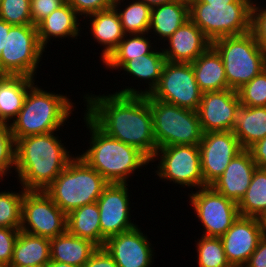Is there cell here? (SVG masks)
<instances>
[{"mask_svg": "<svg viewBox=\"0 0 266 267\" xmlns=\"http://www.w3.org/2000/svg\"><path fill=\"white\" fill-rule=\"evenodd\" d=\"M87 93L85 115L106 135L134 146L150 160L157 151L147 95Z\"/></svg>", "mask_w": 266, "mask_h": 267, "instance_id": "6da1fadb", "label": "cell"}, {"mask_svg": "<svg viewBox=\"0 0 266 267\" xmlns=\"http://www.w3.org/2000/svg\"><path fill=\"white\" fill-rule=\"evenodd\" d=\"M54 132L15 141V173L25 190H44L75 157Z\"/></svg>", "mask_w": 266, "mask_h": 267, "instance_id": "7a4b0ae2", "label": "cell"}, {"mask_svg": "<svg viewBox=\"0 0 266 267\" xmlns=\"http://www.w3.org/2000/svg\"><path fill=\"white\" fill-rule=\"evenodd\" d=\"M90 132L89 148L78 156L109 183H129L130 175L151 160L139 149L112 138L101 131L85 114ZM128 181V182H127Z\"/></svg>", "mask_w": 266, "mask_h": 267, "instance_id": "3957f363", "label": "cell"}, {"mask_svg": "<svg viewBox=\"0 0 266 267\" xmlns=\"http://www.w3.org/2000/svg\"><path fill=\"white\" fill-rule=\"evenodd\" d=\"M63 94L48 92L33 85L27 92L23 106L10 128L17 139L59 131L74 111V103Z\"/></svg>", "mask_w": 266, "mask_h": 267, "instance_id": "277c9868", "label": "cell"}, {"mask_svg": "<svg viewBox=\"0 0 266 267\" xmlns=\"http://www.w3.org/2000/svg\"><path fill=\"white\" fill-rule=\"evenodd\" d=\"M108 184L77 154L44 191L67 215L79 207L97 202Z\"/></svg>", "mask_w": 266, "mask_h": 267, "instance_id": "5b68a950", "label": "cell"}, {"mask_svg": "<svg viewBox=\"0 0 266 267\" xmlns=\"http://www.w3.org/2000/svg\"><path fill=\"white\" fill-rule=\"evenodd\" d=\"M211 46L222 59L230 89L237 91L266 68V53L252 31L218 38Z\"/></svg>", "mask_w": 266, "mask_h": 267, "instance_id": "8992f818", "label": "cell"}, {"mask_svg": "<svg viewBox=\"0 0 266 267\" xmlns=\"http://www.w3.org/2000/svg\"><path fill=\"white\" fill-rule=\"evenodd\" d=\"M188 2L189 18L211 42L251 31L253 5L246 0L232 3H203L199 0Z\"/></svg>", "mask_w": 266, "mask_h": 267, "instance_id": "52a82bcc", "label": "cell"}, {"mask_svg": "<svg viewBox=\"0 0 266 267\" xmlns=\"http://www.w3.org/2000/svg\"><path fill=\"white\" fill-rule=\"evenodd\" d=\"M153 135L157 148L172 145H199L203 137L197 111L149 98Z\"/></svg>", "mask_w": 266, "mask_h": 267, "instance_id": "ba28073f", "label": "cell"}, {"mask_svg": "<svg viewBox=\"0 0 266 267\" xmlns=\"http://www.w3.org/2000/svg\"><path fill=\"white\" fill-rule=\"evenodd\" d=\"M44 51L35 25H12L9 32H6L5 47L0 56V71L4 75L34 78Z\"/></svg>", "mask_w": 266, "mask_h": 267, "instance_id": "9c48e42d", "label": "cell"}, {"mask_svg": "<svg viewBox=\"0 0 266 267\" xmlns=\"http://www.w3.org/2000/svg\"><path fill=\"white\" fill-rule=\"evenodd\" d=\"M156 160L160 162L158 161V170L155 172L161 180L173 181L184 188L204 187L199 145L181 144L157 148L151 162Z\"/></svg>", "mask_w": 266, "mask_h": 267, "instance_id": "30bf717a", "label": "cell"}, {"mask_svg": "<svg viewBox=\"0 0 266 267\" xmlns=\"http://www.w3.org/2000/svg\"><path fill=\"white\" fill-rule=\"evenodd\" d=\"M147 97L197 111L202 92L191 63L166 61L157 86Z\"/></svg>", "mask_w": 266, "mask_h": 267, "instance_id": "8fae6325", "label": "cell"}, {"mask_svg": "<svg viewBox=\"0 0 266 267\" xmlns=\"http://www.w3.org/2000/svg\"><path fill=\"white\" fill-rule=\"evenodd\" d=\"M67 215L44 190H26L22 200L21 231L55 238L66 231Z\"/></svg>", "mask_w": 266, "mask_h": 267, "instance_id": "7c38bea8", "label": "cell"}, {"mask_svg": "<svg viewBox=\"0 0 266 267\" xmlns=\"http://www.w3.org/2000/svg\"><path fill=\"white\" fill-rule=\"evenodd\" d=\"M191 193L189 202L198 220L203 224L202 236L221 237L240 216L238 204L216 192L211 186L199 188Z\"/></svg>", "mask_w": 266, "mask_h": 267, "instance_id": "4fadbf2b", "label": "cell"}, {"mask_svg": "<svg viewBox=\"0 0 266 267\" xmlns=\"http://www.w3.org/2000/svg\"><path fill=\"white\" fill-rule=\"evenodd\" d=\"M128 183H109L97 200L100 212L101 247L111 236L137 226L130 216Z\"/></svg>", "mask_w": 266, "mask_h": 267, "instance_id": "5bb4252c", "label": "cell"}, {"mask_svg": "<svg viewBox=\"0 0 266 267\" xmlns=\"http://www.w3.org/2000/svg\"><path fill=\"white\" fill-rule=\"evenodd\" d=\"M199 148L204 187L219 178L230 161L243 150L233 131L203 133Z\"/></svg>", "mask_w": 266, "mask_h": 267, "instance_id": "9a60e30c", "label": "cell"}, {"mask_svg": "<svg viewBox=\"0 0 266 267\" xmlns=\"http://www.w3.org/2000/svg\"><path fill=\"white\" fill-rule=\"evenodd\" d=\"M240 105L238 92L233 89L202 93L197 112L203 133L232 131Z\"/></svg>", "mask_w": 266, "mask_h": 267, "instance_id": "2e32d148", "label": "cell"}, {"mask_svg": "<svg viewBox=\"0 0 266 267\" xmlns=\"http://www.w3.org/2000/svg\"><path fill=\"white\" fill-rule=\"evenodd\" d=\"M265 231L257 217L239 216L220 238L231 267H244Z\"/></svg>", "mask_w": 266, "mask_h": 267, "instance_id": "e0dca14e", "label": "cell"}, {"mask_svg": "<svg viewBox=\"0 0 266 267\" xmlns=\"http://www.w3.org/2000/svg\"><path fill=\"white\" fill-rule=\"evenodd\" d=\"M151 242L138 225L105 240L104 248L118 267H151L154 253ZM153 259V261H152Z\"/></svg>", "mask_w": 266, "mask_h": 267, "instance_id": "ac0fdd59", "label": "cell"}, {"mask_svg": "<svg viewBox=\"0 0 266 267\" xmlns=\"http://www.w3.org/2000/svg\"><path fill=\"white\" fill-rule=\"evenodd\" d=\"M166 41L163 54L166 61L192 63L200 54L205 52L211 41L203 31L189 18Z\"/></svg>", "mask_w": 266, "mask_h": 267, "instance_id": "d6986e66", "label": "cell"}, {"mask_svg": "<svg viewBox=\"0 0 266 267\" xmlns=\"http://www.w3.org/2000/svg\"><path fill=\"white\" fill-rule=\"evenodd\" d=\"M257 166L249 150L243 149L228 164L223 174L210 186L237 204L246 194Z\"/></svg>", "mask_w": 266, "mask_h": 267, "instance_id": "ffe728a7", "label": "cell"}, {"mask_svg": "<svg viewBox=\"0 0 266 267\" xmlns=\"http://www.w3.org/2000/svg\"><path fill=\"white\" fill-rule=\"evenodd\" d=\"M165 62L166 58L162 48L159 51L156 49L151 54H144L127 61L120 70H124L129 76H134L135 80H145L144 82L148 83V88L146 87L144 90H139L138 88L136 90V88L128 86L118 90V92L116 90L115 93L123 95H149L159 82Z\"/></svg>", "mask_w": 266, "mask_h": 267, "instance_id": "44dd1931", "label": "cell"}, {"mask_svg": "<svg viewBox=\"0 0 266 267\" xmlns=\"http://www.w3.org/2000/svg\"><path fill=\"white\" fill-rule=\"evenodd\" d=\"M76 11L65 2L37 25L38 39L41 46L47 48V43L53 38H75L81 34L79 18ZM79 22V23H78ZM53 36V37H52ZM63 37V38H62ZM49 40V41H48Z\"/></svg>", "mask_w": 266, "mask_h": 267, "instance_id": "7402d4cb", "label": "cell"}, {"mask_svg": "<svg viewBox=\"0 0 266 267\" xmlns=\"http://www.w3.org/2000/svg\"><path fill=\"white\" fill-rule=\"evenodd\" d=\"M89 18V32L94 37V41L98 42L104 49L102 50L101 61L105 60L110 53L117 47L124 38V32L119 15L114 7L106 10L92 13L84 19Z\"/></svg>", "mask_w": 266, "mask_h": 267, "instance_id": "603a6c76", "label": "cell"}, {"mask_svg": "<svg viewBox=\"0 0 266 267\" xmlns=\"http://www.w3.org/2000/svg\"><path fill=\"white\" fill-rule=\"evenodd\" d=\"M191 65L202 93L230 89L222 59L212 46L200 54Z\"/></svg>", "mask_w": 266, "mask_h": 267, "instance_id": "cb8c5ba5", "label": "cell"}, {"mask_svg": "<svg viewBox=\"0 0 266 267\" xmlns=\"http://www.w3.org/2000/svg\"><path fill=\"white\" fill-rule=\"evenodd\" d=\"M97 248L91 241L76 237L66 230L50 239V259L82 267Z\"/></svg>", "mask_w": 266, "mask_h": 267, "instance_id": "d4e9b609", "label": "cell"}, {"mask_svg": "<svg viewBox=\"0 0 266 267\" xmlns=\"http://www.w3.org/2000/svg\"><path fill=\"white\" fill-rule=\"evenodd\" d=\"M36 78L4 75L0 79V121L11 124L20 112Z\"/></svg>", "mask_w": 266, "mask_h": 267, "instance_id": "484cf974", "label": "cell"}, {"mask_svg": "<svg viewBox=\"0 0 266 267\" xmlns=\"http://www.w3.org/2000/svg\"><path fill=\"white\" fill-rule=\"evenodd\" d=\"M189 19L188 0H174L151 8L150 32L161 40H167L186 20Z\"/></svg>", "mask_w": 266, "mask_h": 267, "instance_id": "4316f807", "label": "cell"}, {"mask_svg": "<svg viewBox=\"0 0 266 267\" xmlns=\"http://www.w3.org/2000/svg\"><path fill=\"white\" fill-rule=\"evenodd\" d=\"M242 149H249L257 141L266 137V107L240 105L233 127Z\"/></svg>", "mask_w": 266, "mask_h": 267, "instance_id": "83f0119b", "label": "cell"}, {"mask_svg": "<svg viewBox=\"0 0 266 267\" xmlns=\"http://www.w3.org/2000/svg\"><path fill=\"white\" fill-rule=\"evenodd\" d=\"M50 260V239L20 230L10 266L44 267Z\"/></svg>", "mask_w": 266, "mask_h": 267, "instance_id": "f1b7e54d", "label": "cell"}, {"mask_svg": "<svg viewBox=\"0 0 266 267\" xmlns=\"http://www.w3.org/2000/svg\"><path fill=\"white\" fill-rule=\"evenodd\" d=\"M66 230L101 247L100 212L97 202L86 204L67 214Z\"/></svg>", "mask_w": 266, "mask_h": 267, "instance_id": "f546056e", "label": "cell"}, {"mask_svg": "<svg viewBox=\"0 0 266 267\" xmlns=\"http://www.w3.org/2000/svg\"><path fill=\"white\" fill-rule=\"evenodd\" d=\"M148 34L149 33L124 35V38L117 47L102 63L105 64V67L109 70H117L134 57L153 53L156 48L152 47L154 43L151 42V35Z\"/></svg>", "mask_w": 266, "mask_h": 267, "instance_id": "4dcf8cb0", "label": "cell"}, {"mask_svg": "<svg viewBox=\"0 0 266 267\" xmlns=\"http://www.w3.org/2000/svg\"><path fill=\"white\" fill-rule=\"evenodd\" d=\"M124 1L114 0L113 4L119 15L124 34L149 33L151 8L140 0H131L128 5L124 4L126 3Z\"/></svg>", "mask_w": 266, "mask_h": 267, "instance_id": "1f68e13d", "label": "cell"}, {"mask_svg": "<svg viewBox=\"0 0 266 267\" xmlns=\"http://www.w3.org/2000/svg\"><path fill=\"white\" fill-rule=\"evenodd\" d=\"M266 209V168H256L246 194L238 203L240 216L259 217Z\"/></svg>", "mask_w": 266, "mask_h": 267, "instance_id": "d6a6232c", "label": "cell"}, {"mask_svg": "<svg viewBox=\"0 0 266 267\" xmlns=\"http://www.w3.org/2000/svg\"><path fill=\"white\" fill-rule=\"evenodd\" d=\"M196 248L199 267H231L220 237L202 236L197 240Z\"/></svg>", "mask_w": 266, "mask_h": 267, "instance_id": "836d02e7", "label": "cell"}, {"mask_svg": "<svg viewBox=\"0 0 266 267\" xmlns=\"http://www.w3.org/2000/svg\"><path fill=\"white\" fill-rule=\"evenodd\" d=\"M25 189L21 187V191H2L0 192V227L13 229L21 228V212L22 200Z\"/></svg>", "mask_w": 266, "mask_h": 267, "instance_id": "e575fe53", "label": "cell"}, {"mask_svg": "<svg viewBox=\"0 0 266 267\" xmlns=\"http://www.w3.org/2000/svg\"><path fill=\"white\" fill-rule=\"evenodd\" d=\"M240 103L249 107H266V68L237 90Z\"/></svg>", "mask_w": 266, "mask_h": 267, "instance_id": "d590c367", "label": "cell"}, {"mask_svg": "<svg viewBox=\"0 0 266 267\" xmlns=\"http://www.w3.org/2000/svg\"><path fill=\"white\" fill-rule=\"evenodd\" d=\"M0 19L12 25L33 24L30 0H2Z\"/></svg>", "mask_w": 266, "mask_h": 267, "instance_id": "8d00e7d4", "label": "cell"}, {"mask_svg": "<svg viewBox=\"0 0 266 267\" xmlns=\"http://www.w3.org/2000/svg\"><path fill=\"white\" fill-rule=\"evenodd\" d=\"M15 170V141L10 124L0 121V180ZM8 172V173H7Z\"/></svg>", "mask_w": 266, "mask_h": 267, "instance_id": "74e56055", "label": "cell"}, {"mask_svg": "<svg viewBox=\"0 0 266 267\" xmlns=\"http://www.w3.org/2000/svg\"><path fill=\"white\" fill-rule=\"evenodd\" d=\"M20 230L0 227V263L10 266Z\"/></svg>", "mask_w": 266, "mask_h": 267, "instance_id": "f35d334b", "label": "cell"}, {"mask_svg": "<svg viewBox=\"0 0 266 267\" xmlns=\"http://www.w3.org/2000/svg\"><path fill=\"white\" fill-rule=\"evenodd\" d=\"M258 5L255 3L252 7L251 31L259 46L266 53V7Z\"/></svg>", "mask_w": 266, "mask_h": 267, "instance_id": "ab89813d", "label": "cell"}, {"mask_svg": "<svg viewBox=\"0 0 266 267\" xmlns=\"http://www.w3.org/2000/svg\"><path fill=\"white\" fill-rule=\"evenodd\" d=\"M79 16L86 17L92 13L113 7L114 0H66Z\"/></svg>", "mask_w": 266, "mask_h": 267, "instance_id": "60d3db41", "label": "cell"}, {"mask_svg": "<svg viewBox=\"0 0 266 267\" xmlns=\"http://www.w3.org/2000/svg\"><path fill=\"white\" fill-rule=\"evenodd\" d=\"M65 2L66 0H30L33 25L36 26L42 19L49 16Z\"/></svg>", "mask_w": 266, "mask_h": 267, "instance_id": "b9f144b4", "label": "cell"}, {"mask_svg": "<svg viewBox=\"0 0 266 267\" xmlns=\"http://www.w3.org/2000/svg\"><path fill=\"white\" fill-rule=\"evenodd\" d=\"M82 267H118L104 247H98Z\"/></svg>", "mask_w": 266, "mask_h": 267, "instance_id": "7bdbcfd3", "label": "cell"}, {"mask_svg": "<svg viewBox=\"0 0 266 267\" xmlns=\"http://www.w3.org/2000/svg\"><path fill=\"white\" fill-rule=\"evenodd\" d=\"M244 267H266V234Z\"/></svg>", "mask_w": 266, "mask_h": 267, "instance_id": "ee69618b", "label": "cell"}, {"mask_svg": "<svg viewBox=\"0 0 266 267\" xmlns=\"http://www.w3.org/2000/svg\"><path fill=\"white\" fill-rule=\"evenodd\" d=\"M248 150L251 152L256 166L258 168H266V137L257 141Z\"/></svg>", "mask_w": 266, "mask_h": 267, "instance_id": "f6af8a7d", "label": "cell"}, {"mask_svg": "<svg viewBox=\"0 0 266 267\" xmlns=\"http://www.w3.org/2000/svg\"><path fill=\"white\" fill-rule=\"evenodd\" d=\"M12 24H8L4 20L0 19V56L2 53V49L5 47L6 42V32H9Z\"/></svg>", "mask_w": 266, "mask_h": 267, "instance_id": "bcb514c9", "label": "cell"}, {"mask_svg": "<svg viewBox=\"0 0 266 267\" xmlns=\"http://www.w3.org/2000/svg\"><path fill=\"white\" fill-rule=\"evenodd\" d=\"M143 1L146 5H148L150 8L172 2L174 0H140Z\"/></svg>", "mask_w": 266, "mask_h": 267, "instance_id": "7dc6e473", "label": "cell"}, {"mask_svg": "<svg viewBox=\"0 0 266 267\" xmlns=\"http://www.w3.org/2000/svg\"><path fill=\"white\" fill-rule=\"evenodd\" d=\"M44 267H77V266L50 260Z\"/></svg>", "mask_w": 266, "mask_h": 267, "instance_id": "c3c4849f", "label": "cell"}, {"mask_svg": "<svg viewBox=\"0 0 266 267\" xmlns=\"http://www.w3.org/2000/svg\"><path fill=\"white\" fill-rule=\"evenodd\" d=\"M259 223L262 225L265 233H266V209L262 212V214L258 217Z\"/></svg>", "mask_w": 266, "mask_h": 267, "instance_id": "681fc988", "label": "cell"}, {"mask_svg": "<svg viewBox=\"0 0 266 267\" xmlns=\"http://www.w3.org/2000/svg\"><path fill=\"white\" fill-rule=\"evenodd\" d=\"M199 1L203 3H232L235 2L236 0H199Z\"/></svg>", "mask_w": 266, "mask_h": 267, "instance_id": "f907efd6", "label": "cell"}, {"mask_svg": "<svg viewBox=\"0 0 266 267\" xmlns=\"http://www.w3.org/2000/svg\"><path fill=\"white\" fill-rule=\"evenodd\" d=\"M9 267H42V266H35V265H33V266H9Z\"/></svg>", "mask_w": 266, "mask_h": 267, "instance_id": "816d5d0a", "label": "cell"}, {"mask_svg": "<svg viewBox=\"0 0 266 267\" xmlns=\"http://www.w3.org/2000/svg\"><path fill=\"white\" fill-rule=\"evenodd\" d=\"M246 1H248L250 4H252V5H254V3H255V1H257V0H246Z\"/></svg>", "mask_w": 266, "mask_h": 267, "instance_id": "f5cc1de1", "label": "cell"}, {"mask_svg": "<svg viewBox=\"0 0 266 267\" xmlns=\"http://www.w3.org/2000/svg\"><path fill=\"white\" fill-rule=\"evenodd\" d=\"M0 267H9V266L0 263Z\"/></svg>", "mask_w": 266, "mask_h": 267, "instance_id": "db71d44e", "label": "cell"}, {"mask_svg": "<svg viewBox=\"0 0 266 267\" xmlns=\"http://www.w3.org/2000/svg\"><path fill=\"white\" fill-rule=\"evenodd\" d=\"M4 76V74L0 71V79Z\"/></svg>", "mask_w": 266, "mask_h": 267, "instance_id": "11a10c76", "label": "cell"}]
</instances>
